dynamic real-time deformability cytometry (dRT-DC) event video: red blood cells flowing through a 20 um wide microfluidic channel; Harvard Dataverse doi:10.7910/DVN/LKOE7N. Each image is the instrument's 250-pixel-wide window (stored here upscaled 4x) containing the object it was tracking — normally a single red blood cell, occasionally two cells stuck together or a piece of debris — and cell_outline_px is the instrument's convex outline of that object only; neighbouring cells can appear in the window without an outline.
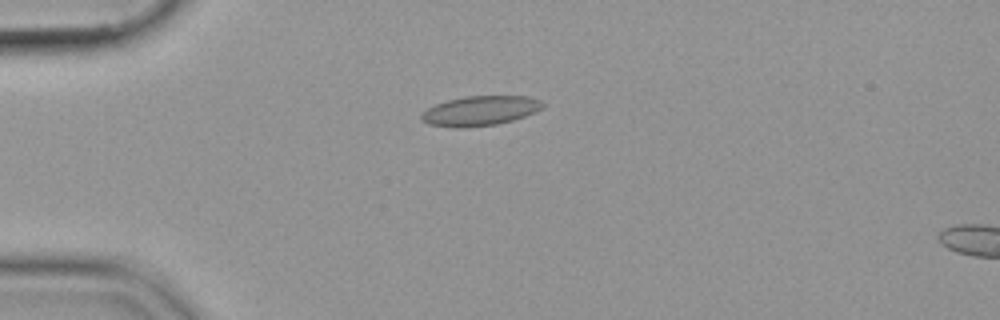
{"species": "common noctule bat (a hibernating species)", "species_latin": "Nyctalus noctula", "temperature_condition": "cold", "stored_images_in_passage": 42, "camera_frame_rate_fps": 3000, "um_per_image_px": 0.085, "animal": {"sex": "female", "body_mass_g": 19.9}, "frame": {"image": 1, "passage_image": 1, "time_ms": 0.0, "image_size_px": [1000, 320], "cell_outline_px": [[544, 108], [536, 112], [512, 120], [496, 124], [464, 128], [452, 128], [428, 124], [420, 120], [420, 116], [428, 108], [436, 104], [448, 100], [464, 96], [528, 96], [540, 100], [544, 104]], "centroid_in_image_um": [40.81, 9.42], "position_along_channel_um": 44.2, "area_um2": 21.1}}
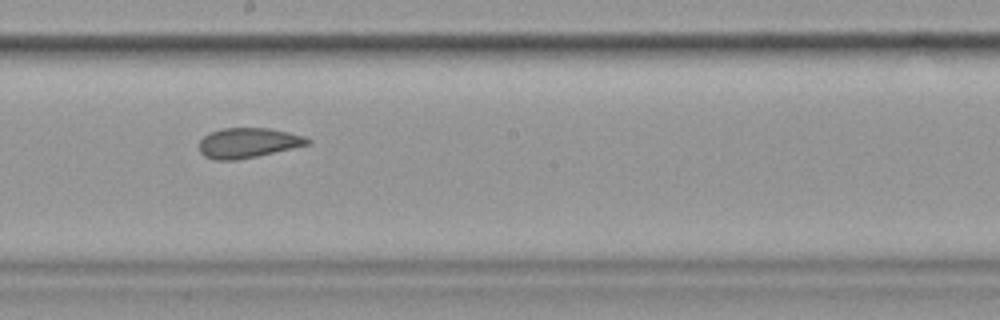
{"frame": {"image": 2, "passage_image": 18, "time_ms": 5.667, "image_size_px": [1000, 320], "cell_outline_px": [[312, 140], [308, 144], [256, 156], [236, 160], [216, 160], [204, 156], [200, 152], [200, 140], [204, 136], [220, 128], [268, 128], [288, 132], [304, 136]], "centroid_in_image_um": [21.06, 12.14], "position_along_channel_um": 227.1, "area_um2": 18.67}}
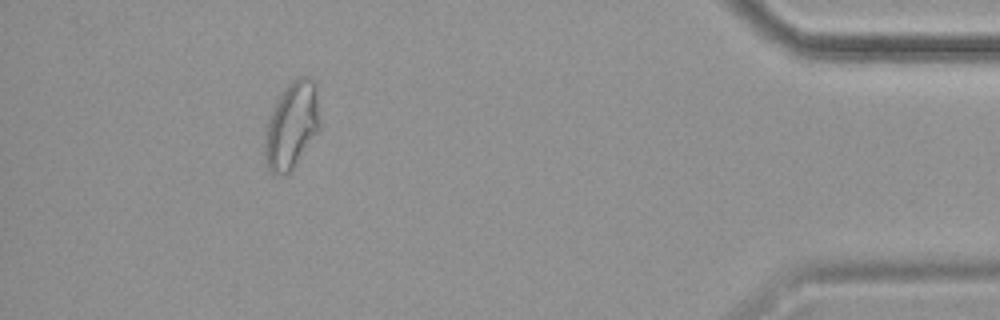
{"frame": {"image": 3, "passage_image": 37, "time_ms": 12.0, "image_size_px": [1000, 320], "cell_outline_px": [[320, 128], [292, 168], [288, 172], [276, 176], [268, 168], [264, 156], [264, 140], [268, 120], [272, 108], [276, 100], [284, 88], [296, 76], [304, 76], [312, 80], [316, 84], [320, 124]], "centroid_in_image_um": [24.78, 10.62], "position_along_channel_um": 410.4, "area_um2": 27.69}}